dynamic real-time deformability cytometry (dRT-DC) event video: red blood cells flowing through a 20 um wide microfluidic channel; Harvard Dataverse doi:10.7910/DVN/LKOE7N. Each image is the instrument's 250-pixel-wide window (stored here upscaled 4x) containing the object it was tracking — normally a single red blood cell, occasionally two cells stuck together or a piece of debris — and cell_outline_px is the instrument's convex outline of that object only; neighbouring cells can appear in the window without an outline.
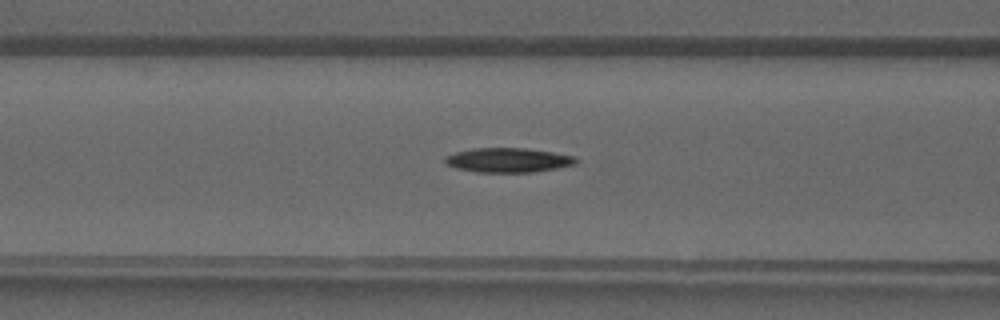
{"species": "common noctule bat (a hibernating species)", "species_latin": "Nyctalus noctula", "temperature_condition": "warm", "stored_images_in_passage": 32, "camera_frame_rate_fps": 3000, "um_per_image_px": 0.085, "animal": {"sex": "male", "forearm_length_mm": 52.5}, "frame": {"image": 1, "passage_image": 9, "time_ms": 2.667, "image_size_px": [1000, 320], "cell_outline_px": [[580, 160], [576, 164], [556, 168], [532, 172], [476, 172], [456, 168], [448, 164], [444, 160], [444, 156], [456, 152], [472, 148], [524, 148], [552, 152], [576, 156]], "centroid_in_image_um": [43.21, 13.6], "position_along_channel_um": 123.4, "area_um2": 18.67}}
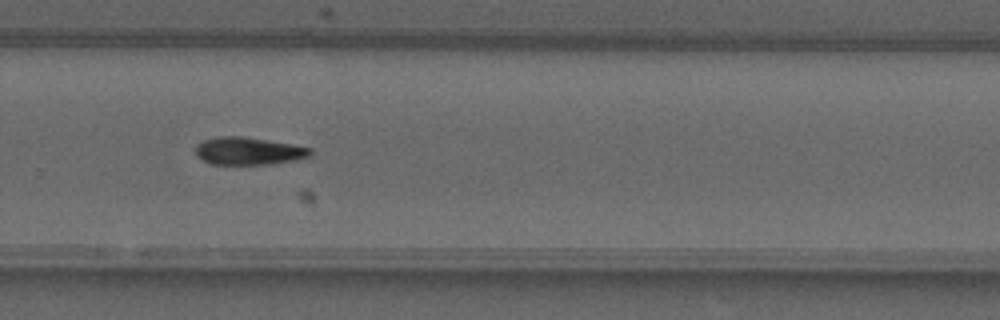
{"frame": {"image": 2, "passage_image": 20, "time_ms": 6.333, "image_size_px": [1000, 320], "cell_outline_px": [[312, 152], [308, 156], [296, 160], [272, 164], [212, 164], [196, 156], [196, 144], [204, 140], [220, 136], [240, 136], [292, 144], [312, 148]], "centroid_in_image_um": [21.12, 12.84], "position_along_channel_um": 308.7, "area_um2": 18.32}}
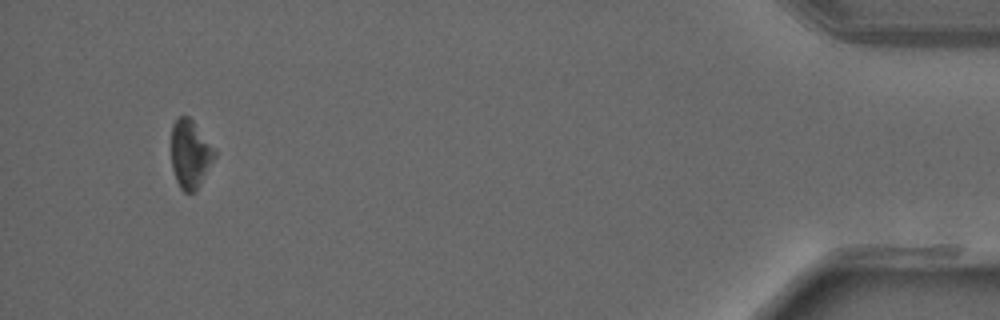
{"frame": {"image": 3, "passage_image": 31, "time_ms": 10.0, "image_size_px": [1000, 320], "cell_outline_px": [[216, 156], [196, 188], [192, 192], [184, 192], [180, 188], [176, 180], [172, 168], [172, 124], [180, 116], [188, 116], [192, 120], [216, 152]], "centroid_in_image_um": [16.14, 13.08], "position_along_channel_um": 419.1, "area_um2": 16.65}}